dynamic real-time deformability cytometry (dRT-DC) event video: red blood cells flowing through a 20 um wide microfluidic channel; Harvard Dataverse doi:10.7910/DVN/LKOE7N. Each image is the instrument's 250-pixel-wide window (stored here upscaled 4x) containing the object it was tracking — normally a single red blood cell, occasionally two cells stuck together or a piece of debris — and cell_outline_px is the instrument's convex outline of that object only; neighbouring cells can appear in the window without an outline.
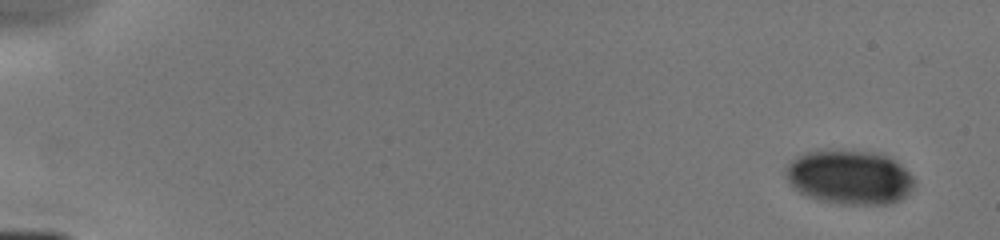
{"species": "human", "species_latin": "Homo sapiens", "temperature_condition": "cold", "stored_images_in_passage": 7, "camera_frame_rate_fps": 3000, "um_per_image_px": 0.085, "donor": {"sex": "male"}, "frame": {"image": 1, "passage_image": 1, "time_ms": 0.0, "image_size_px": [1000, 240], "cell_outline_px": [[916, 184], [908, 196], [900, 200], [888, 204], [840, 204], [820, 200], [808, 196], [800, 192], [788, 184], [784, 172], [784, 168], [796, 156], [804, 152], [868, 152], [884, 156], [900, 164], [916, 180]], "centroid_in_image_um": [72.2, 15.11], "position_along_channel_um": 12.8, "area_um2": 40.29}}
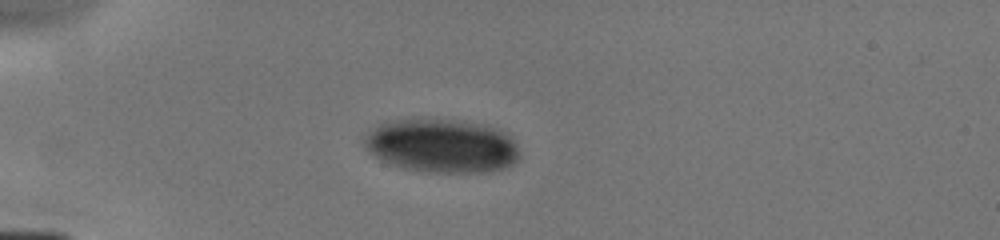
{"frame": {"image": 2, "passage_image": 6, "time_ms": 4.0, "image_size_px": [1000, 240], "cell_outline_px": [[520, 160], [504, 168], [484, 172], [428, 172], [404, 168], [392, 164], [368, 152], [364, 144], [364, 136], [368, 132], [380, 124], [396, 120], [456, 120], [488, 124], [500, 128], [508, 132], [512, 136], [520, 152]], "centroid_in_image_um": [37.64, 12.39], "position_along_channel_um": 47.4, "area_um2": 48.73}}